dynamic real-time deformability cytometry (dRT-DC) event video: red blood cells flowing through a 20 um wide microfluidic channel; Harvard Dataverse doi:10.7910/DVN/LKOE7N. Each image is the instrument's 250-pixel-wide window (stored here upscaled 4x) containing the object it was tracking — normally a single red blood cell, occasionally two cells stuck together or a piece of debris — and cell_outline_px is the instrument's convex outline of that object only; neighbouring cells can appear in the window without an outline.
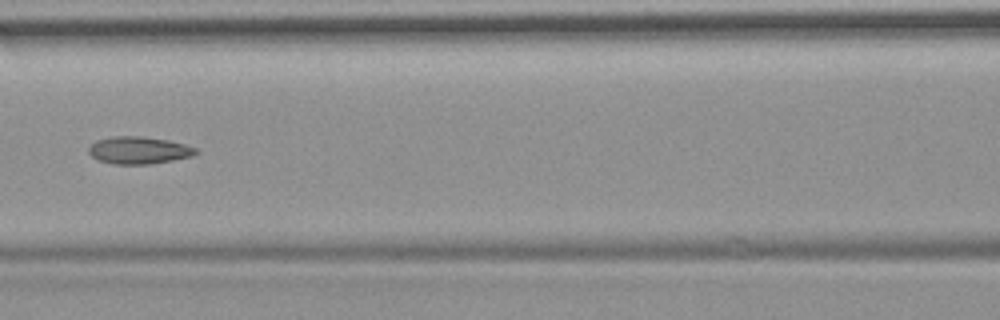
{"species": "common noctule bat (a hibernating species)", "species_latin": "Nyctalus noctula", "temperature_condition": "room temperature", "stored_images_in_passage": 15, "camera_frame_rate_fps": 3000, "um_per_image_px": 0.085, "animal": {"sex": "female", "body_mass_g": 19.9}, "frame": {"image": 1, "passage_image": 7, "time_ms": 8.0, "image_size_px": [1000, 320], "cell_outline_px": [[200, 152], [192, 156], [152, 164], [112, 164], [96, 160], [88, 152], [88, 148], [96, 140], [112, 136], [140, 136], [168, 140], [184, 144], [196, 148]], "centroid_in_image_um": [11.78, 12.77], "position_along_channel_um": 154.8, "area_um2": 17.17}}